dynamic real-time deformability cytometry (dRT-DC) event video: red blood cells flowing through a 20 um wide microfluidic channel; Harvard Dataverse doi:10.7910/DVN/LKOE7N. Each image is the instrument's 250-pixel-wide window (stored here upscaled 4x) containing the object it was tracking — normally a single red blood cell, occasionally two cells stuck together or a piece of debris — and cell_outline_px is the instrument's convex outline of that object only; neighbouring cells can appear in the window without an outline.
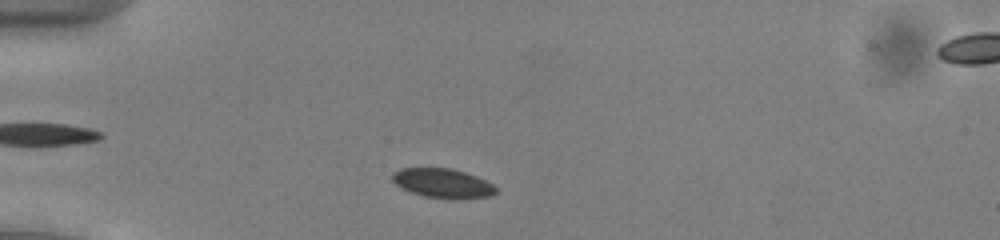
{"species": "common noctule bat (a hibernating species)", "species_latin": "Nyctalus noctula", "temperature_condition": "cold", "stored_images_in_passage": 42, "camera_frame_rate_fps": 3000, "um_per_image_px": 0.085, "animal": {"sex": "male", "body_mass_g": 13.0, "forearm_length_mm": 53.1}, "frame": {"image": 1, "passage_image": 4, "time_ms": 1.0, "image_size_px": [1000, 240], "cell_outline_px": [[496, 192], [488, 196], [456, 200], [424, 196], [400, 188], [392, 180], [392, 172], [400, 168], [452, 168], [476, 176], [492, 184], [496, 188]], "centroid_in_image_um": [37.6, 15.58], "position_along_channel_um": 47.4, "area_um2": 17.74}}
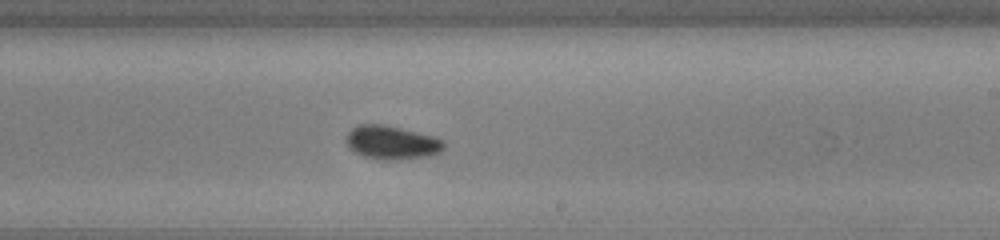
{"frame": {"image": 2, "passage_image": 22, "time_ms": 7.0, "image_size_px": [1000, 240], "cell_outline_px": [[444, 148], [440, 152], [432, 156], [400, 160], [376, 160], [364, 156], [348, 148], [344, 140], [348, 132], [352, 128], [360, 124], [384, 124], [436, 136], [444, 140]], "centroid_in_image_um": [33.31, 12.12], "position_along_channel_um": 255.7, "area_um2": 19.65}}
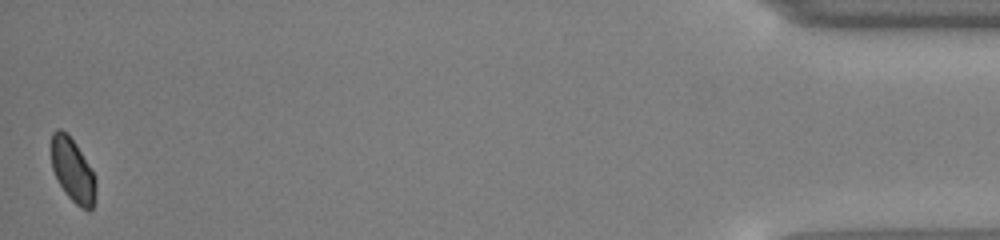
{"frame": {"image": 3, "passage_image": 42, "time_ms": 13.667, "image_size_px": [1000, 240], "cell_outline_px": [[96, 192], [92, 208], [88, 212], [80, 208], [64, 192], [52, 168], [52, 132], [56, 128], [60, 128], [68, 132], [76, 144], [96, 176]], "centroid_in_image_um": [6.2, 14.47], "position_along_channel_um": 429.0, "area_um2": 16.65}, "authors_computed_cell_mechanics": {"area_um2": 18.4093, "velocity_mm_per_s": 3.8969, "shape_relaxation_time_tau1_ms": 2.4875, "shape_relaxation_time_tau2_ms": 3.0164, "deformation_change_tau1": 0.0444, "deformation_change_tau2": 0.0475}}